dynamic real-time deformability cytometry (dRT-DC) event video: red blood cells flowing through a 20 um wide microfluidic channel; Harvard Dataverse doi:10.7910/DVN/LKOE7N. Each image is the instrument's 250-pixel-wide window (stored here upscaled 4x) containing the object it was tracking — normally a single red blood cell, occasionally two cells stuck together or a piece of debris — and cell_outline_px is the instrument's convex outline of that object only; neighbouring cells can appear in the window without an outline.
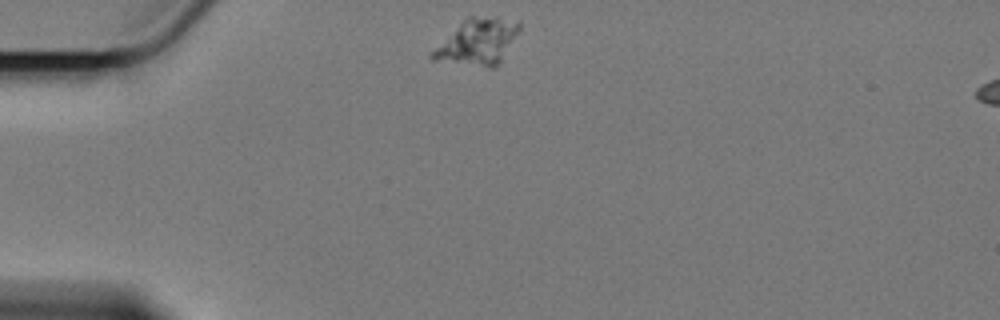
{"species": "Egyptian fruit bat (a non-hibernating species)", "species_latin": "Rousettus aegyptiacus", "temperature_condition": "cold", "stored_images_in_passage": 49, "camera_frame_rate_fps": 3000, "um_per_image_px": 0.085, "animal": {"sex": "female"}, "frame": {"image": 1, "passage_image": 1, "time_ms": 0.0, "image_size_px": [1000, 320], "cell_outline_px": [[520, 28], [496, 68], [488, 68], [432, 60], [428, 56], [460, 20], [468, 16], [496, 16], [520, 20]], "centroid_in_image_um": [40.58, 3.52], "position_along_channel_um": 44.4, "area_um2": 23.64}}
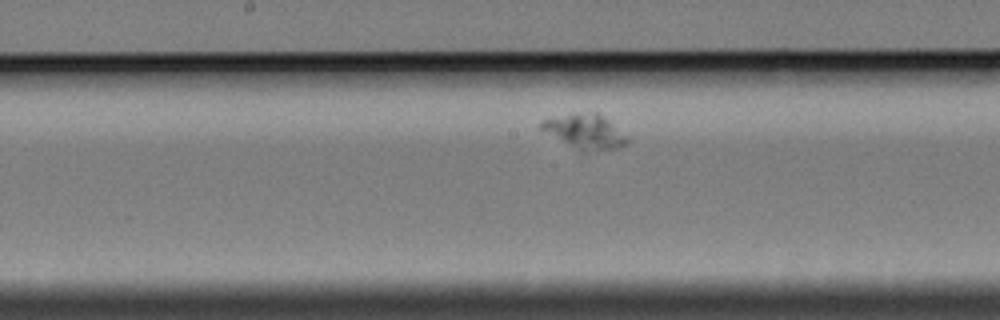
{"frame": {"image": 2, "passage_image": 19, "time_ms": 6.0, "image_size_px": [1000, 320], "cell_outline_px": [[628, 144], [616, 148], [584, 152], [580, 152], [540, 128], [540, 124], [544, 120], [572, 112], [596, 112], [604, 116], [628, 136]], "centroid_in_image_um": [49.77, 11.17], "position_along_channel_um": 198.4, "area_um2": 17.34}}
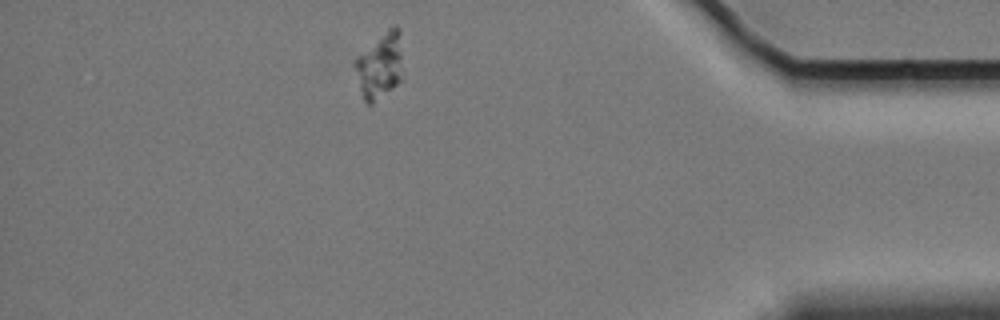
{"frame": {"image": 3, "passage_image": 42, "time_ms": 13.667, "image_size_px": [1000, 320], "cell_outline_px": [[404, 80], [372, 104], [368, 104], [364, 100], [360, 88], [356, 68], [356, 56], [388, 28], [396, 24], [400, 28]], "centroid_in_image_um": [32.37, 5.56], "position_along_channel_um": 402.8, "area_um2": 18.67}}